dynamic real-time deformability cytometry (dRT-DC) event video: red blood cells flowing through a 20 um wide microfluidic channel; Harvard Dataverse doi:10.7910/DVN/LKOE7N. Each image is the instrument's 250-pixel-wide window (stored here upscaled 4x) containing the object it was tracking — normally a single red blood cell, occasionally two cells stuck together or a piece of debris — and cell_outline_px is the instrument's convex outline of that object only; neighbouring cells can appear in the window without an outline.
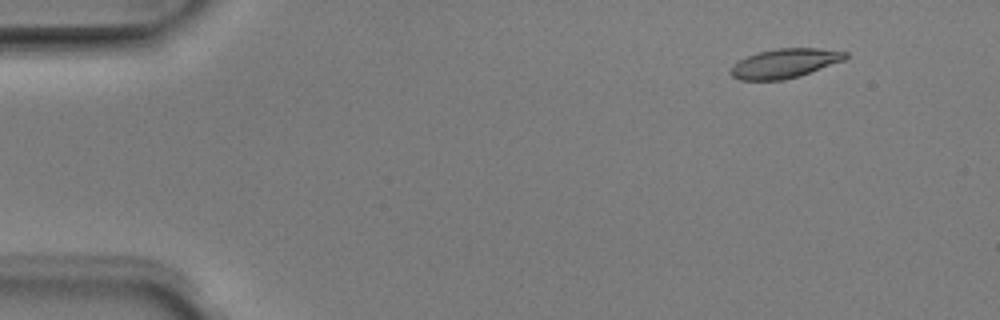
{"species": "Egyptian fruit bat (a non-hibernating species)", "species_latin": "Rousettus aegyptiacus", "temperature_condition": "room temperature", "stored_images_in_passage": 5, "camera_frame_rate_fps": 3000, "um_per_image_px": 0.085, "animal": {"sex": "male"}, "frame": {"image": 1, "passage_image": 1, "time_ms": 0.0, "image_size_px": [1000, 320], "cell_outline_px": [[848, 56], [844, 60], [800, 76], [780, 80], [740, 80], [732, 76], [728, 72], [740, 60], [748, 56], [760, 52], [776, 48], [816, 48], [848, 52]], "centroid_in_image_um": [66.72, 5.39], "position_along_channel_um": 18.3, "area_um2": 19.36}}
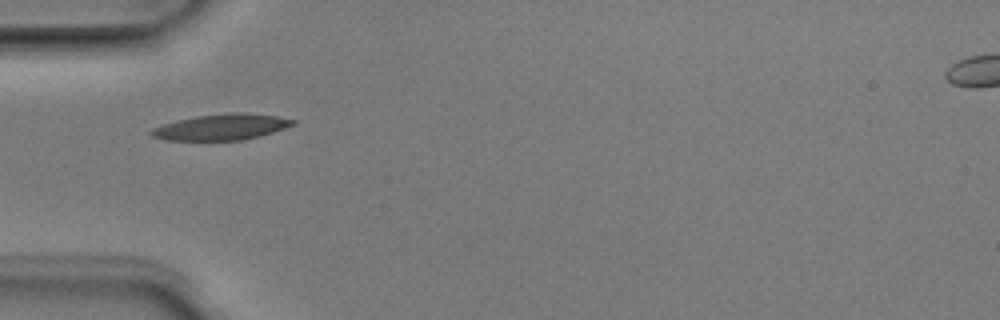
{"frame": {"image": 2, "passage_image": 4, "time_ms": 1.0, "image_size_px": [1000, 320], "cell_outline_px": [[296, 124], [260, 136], [240, 140], [164, 140], [152, 136], [148, 132], [152, 128], [176, 120], [196, 116], [232, 112], [244, 112], [276, 116], [296, 120]], "centroid_in_image_um": [18.81, 10.79], "position_along_channel_um": 66.2, "area_um2": 21.39}}
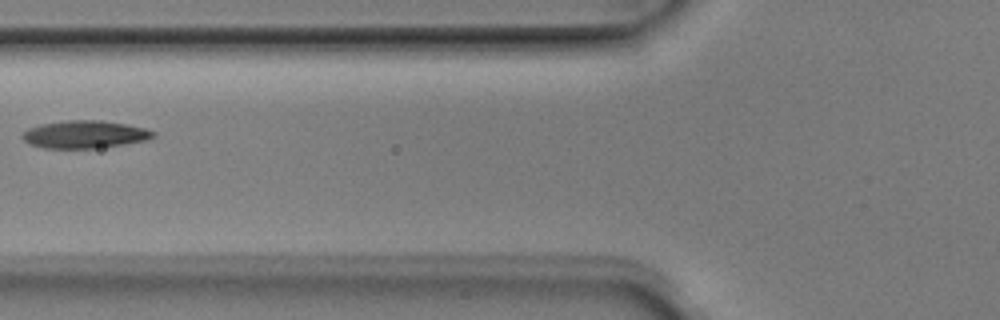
{"frame": {"image": 3, "passage_image": 5, "time_ms": 1.333, "image_size_px": [1000, 320], "cell_outline_px": [[156, 136], [148, 140], [124, 144], [96, 148], [44, 148], [28, 144], [20, 136], [28, 128], [40, 124], [68, 120], [100, 120], [128, 124], [144, 128], [156, 132]], "centroid_in_image_um": [7.21, 11.42], "position_along_channel_um": 118.6, "area_um2": 21.21}}